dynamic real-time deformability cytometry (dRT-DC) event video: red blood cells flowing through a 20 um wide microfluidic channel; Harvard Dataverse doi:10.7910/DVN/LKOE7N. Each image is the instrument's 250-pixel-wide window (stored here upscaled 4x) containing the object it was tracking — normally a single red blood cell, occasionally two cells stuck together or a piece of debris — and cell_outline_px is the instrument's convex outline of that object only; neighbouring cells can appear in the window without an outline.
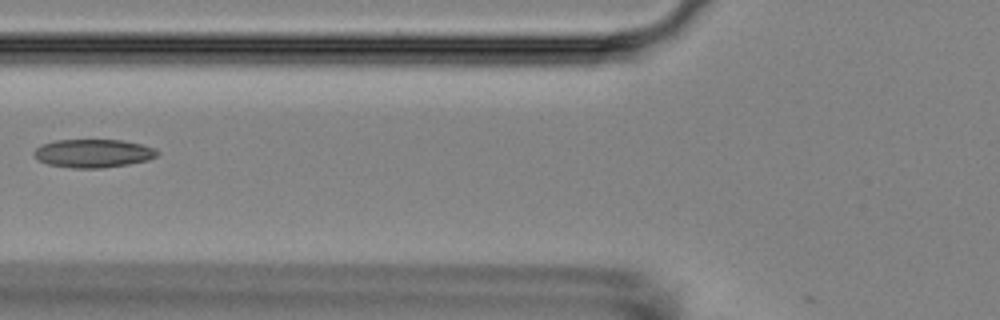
{"species": "Egyptian fruit bat (a non-hibernating species)", "species_latin": "Rousettus aegyptiacus", "temperature_condition": "room temperature", "stored_images_in_passage": 3, "camera_frame_rate_fps": 3000, "um_per_image_px": 0.085, "animal": {"sex": "female"}, "frame": {"image": 1, "passage_image": 2, "time_ms": 1.333, "image_size_px": [1000, 320], "cell_outline_px": [[160, 152], [156, 156], [148, 160], [128, 164], [104, 168], [72, 168], [48, 164], [40, 160], [32, 152], [40, 144], [56, 140], [120, 140], [140, 144], [156, 148]], "centroid_in_image_um": [7.93, 13.03], "position_along_channel_um": 117.9, "area_um2": 20.35}}
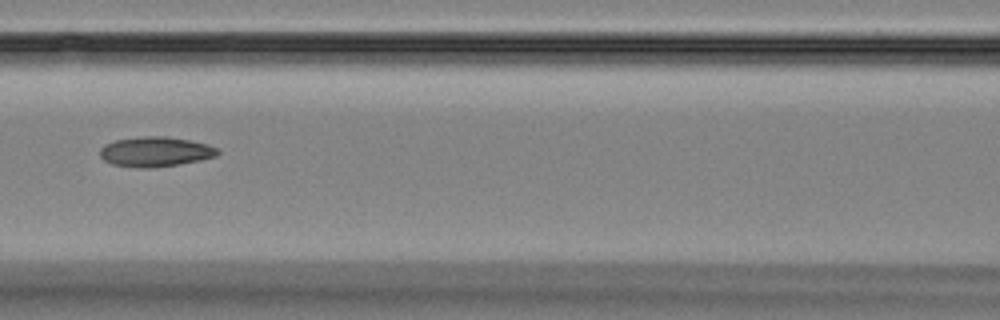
{"frame": {"image": 2, "passage_image": 3, "time_ms": 2.333, "image_size_px": [1000, 320], "cell_outline_px": [[220, 152], [216, 156], [200, 160], [152, 168], [140, 168], [112, 164], [104, 160], [100, 156], [100, 148], [104, 144], [116, 140], [144, 136], [164, 136], [188, 140], [208, 144], [220, 148]], "centroid_in_image_um": [13.21, 12.89], "position_along_channel_um": 153.4, "area_um2": 20.46}}